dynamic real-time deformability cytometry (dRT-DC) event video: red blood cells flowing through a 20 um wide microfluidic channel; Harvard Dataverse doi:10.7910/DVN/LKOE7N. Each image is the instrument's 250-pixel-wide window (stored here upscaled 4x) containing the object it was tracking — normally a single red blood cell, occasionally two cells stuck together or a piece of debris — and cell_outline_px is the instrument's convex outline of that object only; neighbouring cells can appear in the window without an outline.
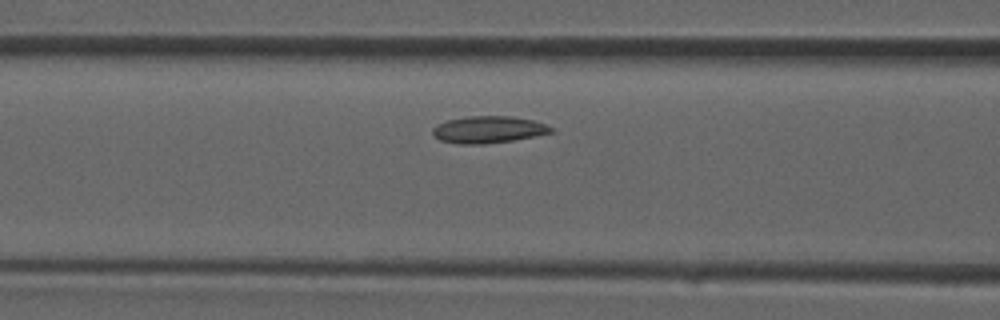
{"species": "common noctule bat (a hibernating species)", "species_latin": "Nyctalus noctula", "temperature_condition": "room temperature", "stored_images_in_passage": 18, "camera_frame_rate_fps": 3000, "um_per_image_px": 0.085, "animal": {"sex": "male", "forearm_length_mm": 52.5}, "frame": {"image": 1, "passage_image": 10, "time_ms": 3.0, "image_size_px": [1000, 320], "cell_outline_px": [[552, 132], [512, 140], [484, 144], [460, 144], [440, 140], [432, 136], [432, 128], [436, 124], [448, 120], [468, 116], [512, 116], [532, 120], [544, 124], [552, 128]], "centroid_in_image_um": [41.43, 11.01], "position_along_channel_um": 125.2, "area_um2": 18.44}}
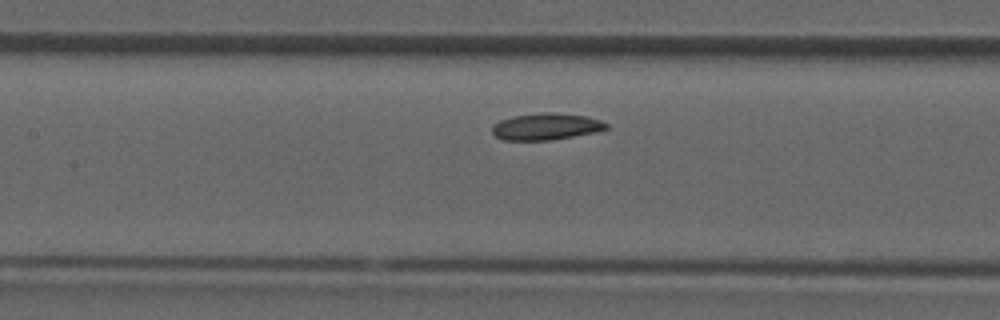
{"frame": {"image": 2, "passage_image": 12, "time_ms": 3.667, "image_size_px": [1000, 320], "cell_outline_px": [[608, 128], [600, 132], [552, 140], [504, 140], [496, 136], [492, 132], [492, 124], [500, 120], [512, 116], [540, 112], [552, 112], [584, 116], [600, 120], [608, 124]], "centroid_in_image_um": [46.43, 10.76], "position_along_channel_um": 161.0, "area_um2": 17.98}}